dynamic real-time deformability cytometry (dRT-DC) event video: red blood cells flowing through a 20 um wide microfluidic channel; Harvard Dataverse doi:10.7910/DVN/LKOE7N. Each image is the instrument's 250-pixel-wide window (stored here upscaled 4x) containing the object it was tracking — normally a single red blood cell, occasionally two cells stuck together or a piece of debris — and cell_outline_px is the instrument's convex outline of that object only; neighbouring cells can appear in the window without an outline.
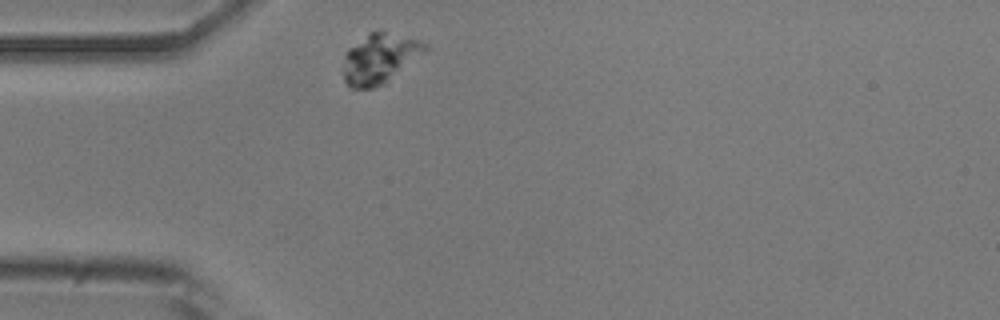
{"species": "common noctule bat (a hibernating species)", "species_latin": "Nyctalus noctula", "temperature_condition": "room temperature", "stored_images_in_passage": 1, "camera_frame_rate_fps": 3000, "um_per_image_px": 0.085, "animal": {"sex": "male", "body_mass_g": 20.5, "forearm_length_mm": 52.5}, "frame": {"image": 1, "passage_image": 1, "time_ms": 0.0, "image_size_px": [1000, 320], "cell_outline_px": [[428, 48], [384, 84], [372, 88], [348, 88], [344, 80], [344, 52], [348, 48], [368, 32], [384, 32], [420, 40], [428, 44]], "centroid_in_image_um": [32.21, 4.98], "position_along_channel_um": 52.8, "area_um2": 23.41}}